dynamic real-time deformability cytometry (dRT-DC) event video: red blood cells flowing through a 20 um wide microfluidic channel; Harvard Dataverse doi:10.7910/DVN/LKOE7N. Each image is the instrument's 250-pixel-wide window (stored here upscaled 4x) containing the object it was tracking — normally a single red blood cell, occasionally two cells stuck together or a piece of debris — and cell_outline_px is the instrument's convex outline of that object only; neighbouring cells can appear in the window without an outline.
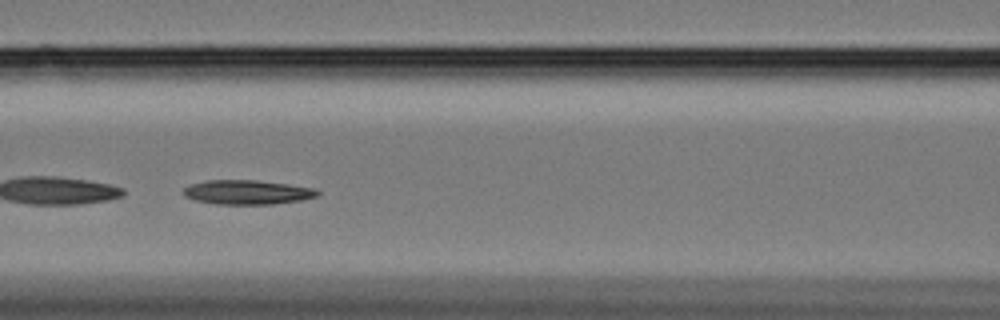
{"species": "Egyptian fruit bat (a non-hibernating species)", "species_latin": "Rousettus aegyptiacus", "temperature_condition": "cold", "stored_images_in_passage": 53, "segment_of_instrument_passage": [2, 2], "camera_frame_rate_fps": 3000, "um_per_image_px": 0.085, "animal": {"sex": "female"}, "frame": {"image": 1, "passage_image": 20, "time_ms": 6.333, "image_size_px": [1000, 320], "cell_outline_px": [[320, 192], [316, 196], [300, 200], [272, 204], [216, 204], [196, 200], [184, 196], [184, 188], [192, 184], [208, 180], [256, 180], [288, 184], [316, 188]], "centroid_in_image_um": [21.03, 16.33], "position_along_channel_um": 145.6, "area_um2": 18.84}}
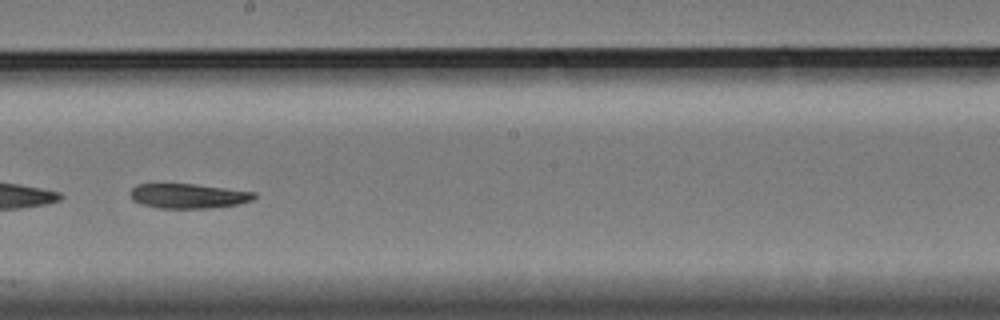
{"frame": {"image": 2, "passage_image": 28, "time_ms": 9.0, "image_size_px": [1000, 320], "cell_outline_px": [[256, 196], [252, 200], [236, 204], [212, 208], [156, 208], [140, 204], [132, 200], [128, 192], [136, 184], [196, 184], [256, 192]], "centroid_in_image_um": [15.95, 16.65], "position_along_channel_um": 232.2, "area_um2": 17.98}}
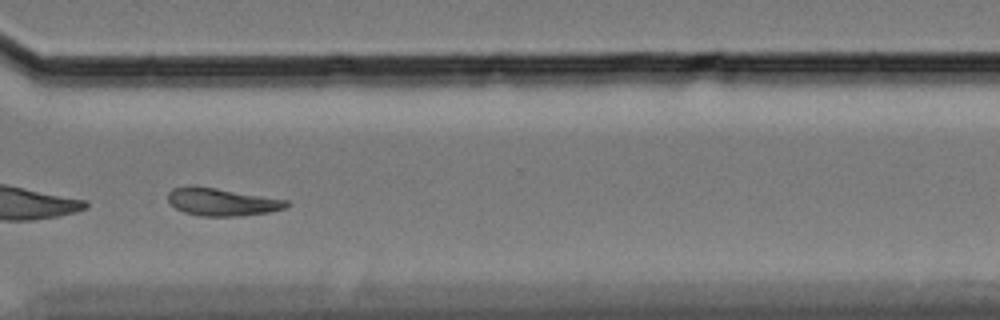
{"frame": {"image": 3, "passage_image": 39, "time_ms": 12.667, "image_size_px": [1000, 320], "cell_outline_px": [[288, 204], [284, 208], [268, 212], [240, 216], [200, 216], [184, 212], [176, 208], [168, 200], [168, 192], [172, 188], [216, 188], [288, 200]], "centroid_in_image_um": [18.89, 17.19], "position_along_channel_um": 351.7, "area_um2": 18.44}}